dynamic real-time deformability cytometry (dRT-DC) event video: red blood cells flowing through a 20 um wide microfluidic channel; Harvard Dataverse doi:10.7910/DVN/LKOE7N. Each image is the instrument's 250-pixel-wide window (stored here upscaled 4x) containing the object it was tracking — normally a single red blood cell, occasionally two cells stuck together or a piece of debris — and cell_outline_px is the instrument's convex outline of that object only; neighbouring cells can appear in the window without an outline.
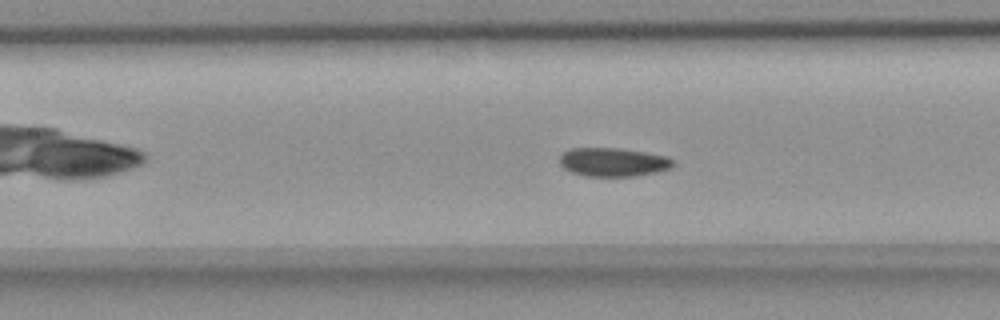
{"species": "common noctule bat (a hibernating species)", "species_latin": "Nyctalus noctula", "temperature_condition": "room temperature", "stored_images_in_passage": 12, "camera_frame_rate_fps": 3000, "um_per_image_px": 0.085, "animal": {"sex": "female", "body_mass_g": 18.4}, "frame": {"image": 1, "passage_image": 10, "time_ms": 3.0, "image_size_px": [1000, 320], "cell_outline_px": [[676, 164], [672, 168], [660, 172], [636, 176], [584, 176], [572, 172], [564, 168], [560, 164], [560, 156], [568, 148], [620, 148], [668, 156], [676, 160]], "centroid_in_image_um": [52.19, 13.78], "position_along_channel_um": 155.2, "area_um2": 19.31}}